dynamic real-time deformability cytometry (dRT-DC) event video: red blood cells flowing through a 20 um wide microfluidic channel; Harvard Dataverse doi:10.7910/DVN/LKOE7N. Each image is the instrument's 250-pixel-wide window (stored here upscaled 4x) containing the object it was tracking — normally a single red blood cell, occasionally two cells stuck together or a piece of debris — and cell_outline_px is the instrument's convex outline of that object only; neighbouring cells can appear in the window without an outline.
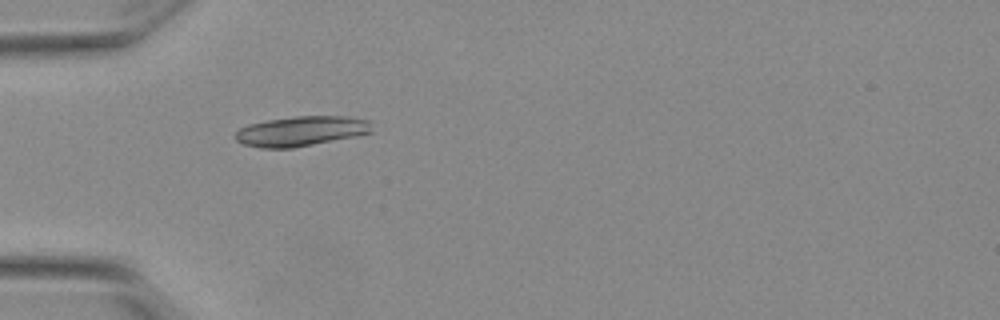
{"species": "Egyptian fruit bat (a non-hibernating species)", "species_latin": "Rousettus aegyptiacus", "temperature_condition": "warm", "stored_images_in_passage": 41, "camera_frame_rate_fps": 3000, "um_per_image_px": 0.085, "animal": {"sex": "female"}, "frame": {"image": 1, "passage_image": 4, "time_ms": 1.0, "image_size_px": [1000, 320], "cell_outline_px": [[372, 132], [356, 136], [292, 148], [260, 148], [244, 144], [236, 140], [236, 132], [240, 128], [248, 124], [268, 120], [296, 116], [348, 116], [368, 120]], "centroid_in_image_um": [25.59, 11.14], "position_along_channel_um": 59.4, "area_um2": 23.64}}
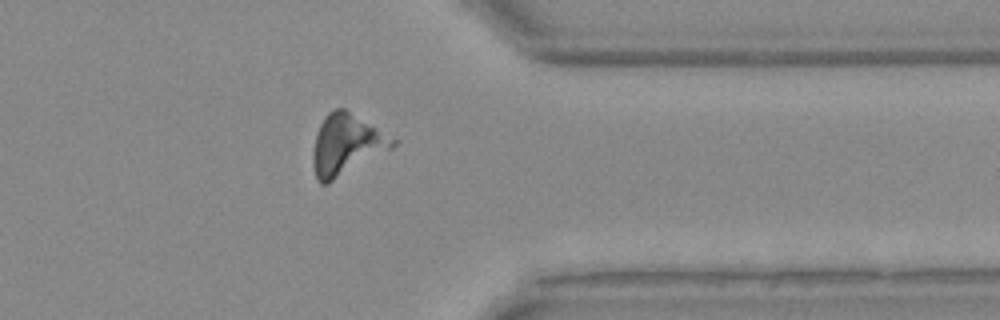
{"frame": {"image": 2, "passage_image": 30, "time_ms": 9.667, "image_size_px": [1000, 320], "cell_outline_px": [[400, 140], [392, 148], [328, 184], [320, 184], [316, 180], [312, 164], [312, 152], [316, 136], [320, 124], [324, 116], [328, 112], [336, 108], [344, 108]], "centroid_in_image_um": [29.44, 12.31], "position_along_channel_um": 382.0, "area_um2": 28.5}}
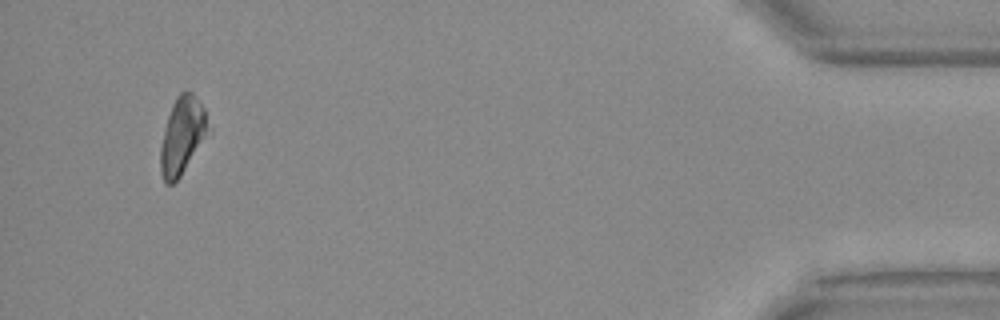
{"frame": {"image": 3, "passage_image": 38, "time_ms": 12.333, "image_size_px": [1000, 320], "cell_outline_px": [[212, 132], [180, 176], [172, 184], [164, 184], [160, 172], [160, 148], [164, 128], [172, 104], [176, 96], [180, 92], [192, 92], [204, 108], [212, 128]], "centroid_in_image_um": [15.53, 11.54], "position_along_channel_um": 419.7, "area_um2": 22.02}}